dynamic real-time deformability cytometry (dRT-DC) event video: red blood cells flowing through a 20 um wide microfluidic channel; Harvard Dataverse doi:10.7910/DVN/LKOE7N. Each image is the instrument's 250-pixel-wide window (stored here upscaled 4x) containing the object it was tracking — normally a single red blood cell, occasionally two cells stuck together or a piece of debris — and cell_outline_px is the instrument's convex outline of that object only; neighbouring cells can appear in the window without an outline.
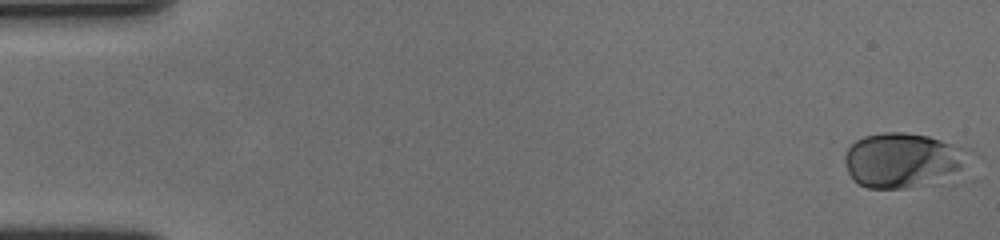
{"species": "human", "species_latin": "Homo sapiens", "temperature_condition": "cold", "stored_images_in_passage": 59, "camera_frame_rate_fps": 3000, "um_per_image_px": 0.085, "donor": {"sex": "female"}, "frame": {"image": 1, "passage_image": 1, "time_ms": 0.0, "image_size_px": [1000, 240], "cell_outline_px": [[980, 156], [960, 168], [904, 188], [868, 188], [852, 180], [848, 172], [844, 160], [844, 156], [848, 148], [856, 140], [864, 136], [884, 132], [904, 132], [928, 136], [972, 148], [980, 152]], "centroid_in_image_um": [76.77, 13.54], "position_along_channel_um": 8.2, "area_um2": 39.3}}
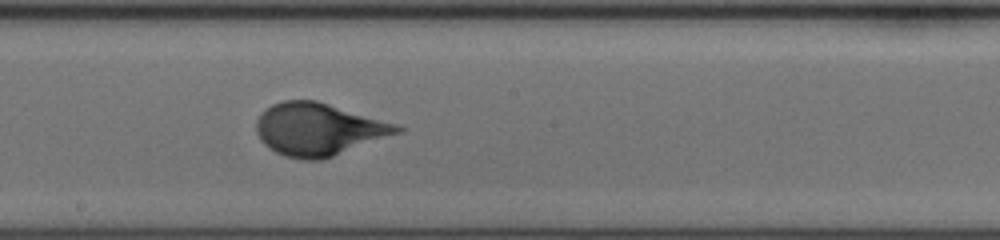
{"frame": {"image": 2, "passage_image": 33, "time_ms": 10.667, "image_size_px": [1000, 240], "cell_outline_px": [[404, 132], [320, 160], [304, 160], [284, 156], [276, 152], [264, 144], [260, 140], [256, 132], [256, 120], [272, 104], [284, 100], [316, 100], [396, 124], [404, 128]], "centroid_in_image_um": [27.08, 11.0], "position_along_channel_um": 221.1, "area_um2": 42.77}}
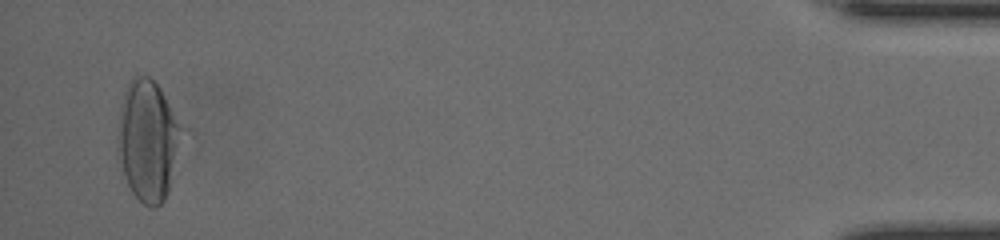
{"frame": {"image": 3, "passage_image": 57, "time_ms": 18.667, "image_size_px": [1000, 240], "cell_outline_px": [[176, 128], [168, 192], [164, 200], [156, 208], [152, 208], [144, 204], [132, 192], [124, 176], [116, 156], [116, 152], [120, 108], [124, 92], [132, 76], [148, 76], [156, 84], [176, 124]], "centroid_in_image_um": [12.39, 11.98], "position_along_channel_um": 422.8, "area_um2": 42.08}}